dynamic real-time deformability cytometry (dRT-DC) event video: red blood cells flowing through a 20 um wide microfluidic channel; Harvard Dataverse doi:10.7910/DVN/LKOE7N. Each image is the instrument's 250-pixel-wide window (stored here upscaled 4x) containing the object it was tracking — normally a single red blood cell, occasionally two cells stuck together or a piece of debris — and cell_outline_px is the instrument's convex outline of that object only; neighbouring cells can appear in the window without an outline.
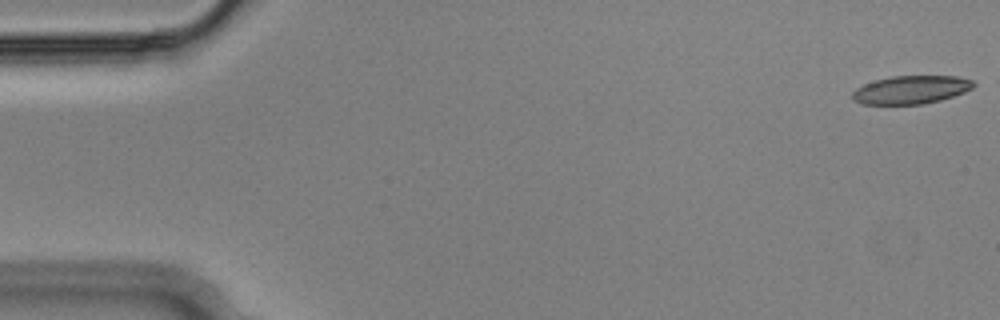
{"species": "Egyptian fruit bat (a non-hibernating species)", "species_latin": "Rousettus aegyptiacus", "temperature_condition": "cold", "stored_images_in_passage": 48, "camera_frame_rate_fps": 3000, "um_per_image_px": 0.085, "animal": {"sex": "male"}, "frame": {"image": 1, "passage_image": 1, "time_ms": 0.0, "image_size_px": [1000, 320], "cell_outline_px": [[976, 84], [972, 88], [964, 92], [940, 100], [924, 104], [860, 104], [852, 100], [852, 92], [856, 88], [864, 84], [876, 80], [892, 76], [956, 76], [972, 80]], "centroid_in_image_um": [77.41, 7.63], "position_along_channel_um": 7.6, "area_um2": 19.88}}
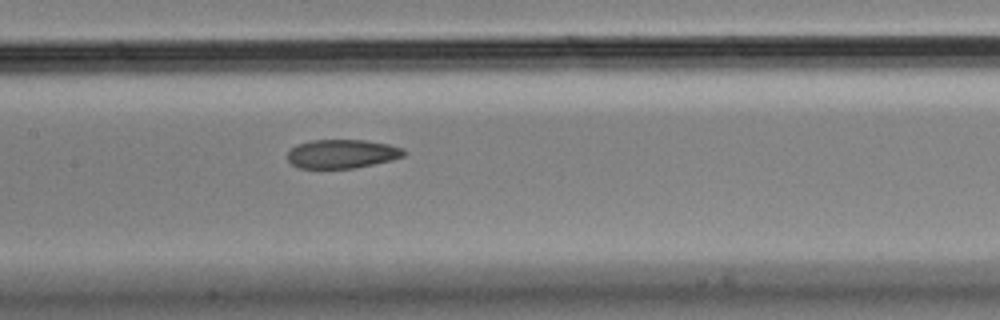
{"frame": {"image": 2, "passage_image": 26, "time_ms": 8.333, "image_size_px": [1000, 320], "cell_outline_px": [[408, 152], [404, 156], [392, 160], [356, 168], [300, 168], [292, 164], [288, 160], [288, 152], [296, 144], [312, 140], [368, 140], [388, 144], [404, 148]], "centroid_in_image_um": [29.12, 13.07], "position_along_channel_um": 178.3, "area_um2": 19.71}}
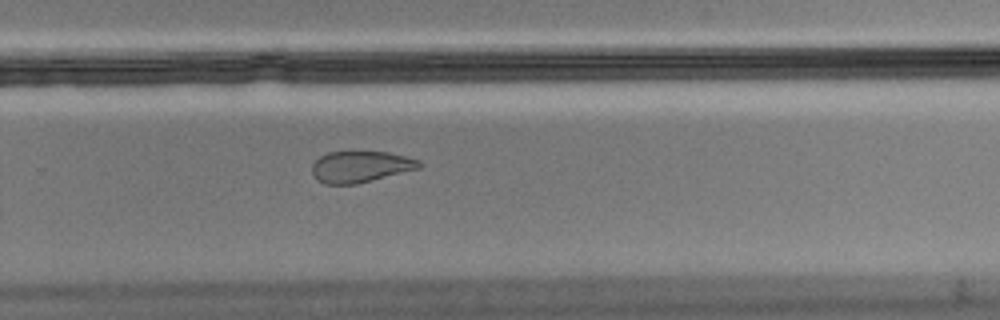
{"frame": {"image": 3, "passage_image": 36, "time_ms": 11.667, "image_size_px": [1000, 320], "cell_outline_px": [[424, 164], [420, 168], [356, 184], [324, 184], [316, 180], [312, 176], [312, 164], [320, 156], [328, 152], [388, 152], [420, 160]], "centroid_in_image_um": [30.63, 14.17], "position_along_channel_um": 299.2, "area_um2": 19.59}}